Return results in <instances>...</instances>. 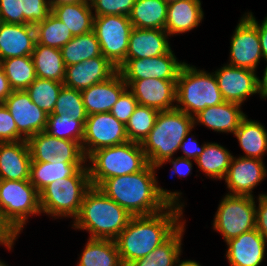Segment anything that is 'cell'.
I'll return each mask as SVG.
<instances>
[{"label": "cell", "mask_w": 267, "mask_h": 266, "mask_svg": "<svg viewBox=\"0 0 267 266\" xmlns=\"http://www.w3.org/2000/svg\"><path fill=\"white\" fill-rule=\"evenodd\" d=\"M157 167L147 164L136 173L105 179L97 188L127 210L132 216H149L162 212L171 203H179L182 193L158 186Z\"/></svg>", "instance_id": "1"}, {"label": "cell", "mask_w": 267, "mask_h": 266, "mask_svg": "<svg viewBox=\"0 0 267 266\" xmlns=\"http://www.w3.org/2000/svg\"><path fill=\"white\" fill-rule=\"evenodd\" d=\"M183 206L171 203L160 213L133 216L115 239L123 266H130L165 242L184 223L180 219Z\"/></svg>", "instance_id": "2"}, {"label": "cell", "mask_w": 267, "mask_h": 266, "mask_svg": "<svg viewBox=\"0 0 267 266\" xmlns=\"http://www.w3.org/2000/svg\"><path fill=\"white\" fill-rule=\"evenodd\" d=\"M132 217L127 210L92 186L84 196L73 227L88 231L91 239L115 240Z\"/></svg>", "instance_id": "3"}, {"label": "cell", "mask_w": 267, "mask_h": 266, "mask_svg": "<svg viewBox=\"0 0 267 266\" xmlns=\"http://www.w3.org/2000/svg\"><path fill=\"white\" fill-rule=\"evenodd\" d=\"M194 127L193 116L181 110L159 111L154 127L141 143L148 163L159 168L166 159L172 158Z\"/></svg>", "instance_id": "4"}, {"label": "cell", "mask_w": 267, "mask_h": 266, "mask_svg": "<svg viewBox=\"0 0 267 266\" xmlns=\"http://www.w3.org/2000/svg\"><path fill=\"white\" fill-rule=\"evenodd\" d=\"M91 185L98 187L105 179L141 171L147 158L141 143L128 141L120 145L100 148L87 158Z\"/></svg>", "instance_id": "5"}, {"label": "cell", "mask_w": 267, "mask_h": 266, "mask_svg": "<svg viewBox=\"0 0 267 266\" xmlns=\"http://www.w3.org/2000/svg\"><path fill=\"white\" fill-rule=\"evenodd\" d=\"M224 101L214 72L207 73L187 63L182 66L176 81V103L180 104H176V109L194 116Z\"/></svg>", "instance_id": "6"}, {"label": "cell", "mask_w": 267, "mask_h": 266, "mask_svg": "<svg viewBox=\"0 0 267 266\" xmlns=\"http://www.w3.org/2000/svg\"><path fill=\"white\" fill-rule=\"evenodd\" d=\"M91 187L88 168H81L74 176L56 180L39 193L41 212L54 218L69 216L75 219Z\"/></svg>", "instance_id": "7"}, {"label": "cell", "mask_w": 267, "mask_h": 266, "mask_svg": "<svg viewBox=\"0 0 267 266\" xmlns=\"http://www.w3.org/2000/svg\"><path fill=\"white\" fill-rule=\"evenodd\" d=\"M0 213L20 234L30 215L42 213L39 192L29 180H0Z\"/></svg>", "instance_id": "8"}, {"label": "cell", "mask_w": 267, "mask_h": 266, "mask_svg": "<svg viewBox=\"0 0 267 266\" xmlns=\"http://www.w3.org/2000/svg\"><path fill=\"white\" fill-rule=\"evenodd\" d=\"M254 196L226 194L221 200L214 217V230L224 241L255 229L256 204Z\"/></svg>", "instance_id": "9"}, {"label": "cell", "mask_w": 267, "mask_h": 266, "mask_svg": "<svg viewBox=\"0 0 267 266\" xmlns=\"http://www.w3.org/2000/svg\"><path fill=\"white\" fill-rule=\"evenodd\" d=\"M133 25L129 16L104 15L94 17L93 32L101 53L117 69L125 62Z\"/></svg>", "instance_id": "10"}, {"label": "cell", "mask_w": 267, "mask_h": 266, "mask_svg": "<svg viewBox=\"0 0 267 266\" xmlns=\"http://www.w3.org/2000/svg\"><path fill=\"white\" fill-rule=\"evenodd\" d=\"M126 126L110 112L87 115L82 139L86 158L94 151L128 142Z\"/></svg>", "instance_id": "11"}, {"label": "cell", "mask_w": 267, "mask_h": 266, "mask_svg": "<svg viewBox=\"0 0 267 266\" xmlns=\"http://www.w3.org/2000/svg\"><path fill=\"white\" fill-rule=\"evenodd\" d=\"M31 162L86 163L87 159L79 142L59 139L45 131L27 139Z\"/></svg>", "instance_id": "12"}, {"label": "cell", "mask_w": 267, "mask_h": 266, "mask_svg": "<svg viewBox=\"0 0 267 266\" xmlns=\"http://www.w3.org/2000/svg\"><path fill=\"white\" fill-rule=\"evenodd\" d=\"M186 62H178L173 51L151 58L126 59L117 69L124 80L163 79L177 81Z\"/></svg>", "instance_id": "13"}, {"label": "cell", "mask_w": 267, "mask_h": 266, "mask_svg": "<svg viewBox=\"0 0 267 266\" xmlns=\"http://www.w3.org/2000/svg\"><path fill=\"white\" fill-rule=\"evenodd\" d=\"M230 43L227 65L255 71L263 54L257 27L245 15L236 26Z\"/></svg>", "instance_id": "14"}, {"label": "cell", "mask_w": 267, "mask_h": 266, "mask_svg": "<svg viewBox=\"0 0 267 266\" xmlns=\"http://www.w3.org/2000/svg\"><path fill=\"white\" fill-rule=\"evenodd\" d=\"M3 104L12 115L17 131L26 140L45 131L48 114L31 101L26 90H13Z\"/></svg>", "instance_id": "15"}, {"label": "cell", "mask_w": 267, "mask_h": 266, "mask_svg": "<svg viewBox=\"0 0 267 266\" xmlns=\"http://www.w3.org/2000/svg\"><path fill=\"white\" fill-rule=\"evenodd\" d=\"M224 65L215 71V78L225 101L242 105L248 96L259 93L255 71Z\"/></svg>", "instance_id": "16"}, {"label": "cell", "mask_w": 267, "mask_h": 266, "mask_svg": "<svg viewBox=\"0 0 267 266\" xmlns=\"http://www.w3.org/2000/svg\"><path fill=\"white\" fill-rule=\"evenodd\" d=\"M139 105L158 111L175 109L176 81L149 78L141 80H124ZM173 103V104H172Z\"/></svg>", "instance_id": "17"}, {"label": "cell", "mask_w": 267, "mask_h": 266, "mask_svg": "<svg viewBox=\"0 0 267 266\" xmlns=\"http://www.w3.org/2000/svg\"><path fill=\"white\" fill-rule=\"evenodd\" d=\"M266 175L263 160L232 156L224 178L230 190L228 195L253 196L252 190L264 180Z\"/></svg>", "instance_id": "18"}, {"label": "cell", "mask_w": 267, "mask_h": 266, "mask_svg": "<svg viewBox=\"0 0 267 266\" xmlns=\"http://www.w3.org/2000/svg\"><path fill=\"white\" fill-rule=\"evenodd\" d=\"M117 68L103 55L66 67L63 85L83 90L110 78Z\"/></svg>", "instance_id": "19"}, {"label": "cell", "mask_w": 267, "mask_h": 266, "mask_svg": "<svg viewBox=\"0 0 267 266\" xmlns=\"http://www.w3.org/2000/svg\"><path fill=\"white\" fill-rule=\"evenodd\" d=\"M127 88V84L117 70L107 80L81 90L86 114L110 112Z\"/></svg>", "instance_id": "20"}, {"label": "cell", "mask_w": 267, "mask_h": 266, "mask_svg": "<svg viewBox=\"0 0 267 266\" xmlns=\"http://www.w3.org/2000/svg\"><path fill=\"white\" fill-rule=\"evenodd\" d=\"M266 242L256 228L229 239L226 257L230 266H260L265 258Z\"/></svg>", "instance_id": "21"}, {"label": "cell", "mask_w": 267, "mask_h": 266, "mask_svg": "<svg viewBox=\"0 0 267 266\" xmlns=\"http://www.w3.org/2000/svg\"><path fill=\"white\" fill-rule=\"evenodd\" d=\"M36 42L34 25L3 23L0 27V61L32 55Z\"/></svg>", "instance_id": "22"}, {"label": "cell", "mask_w": 267, "mask_h": 266, "mask_svg": "<svg viewBox=\"0 0 267 266\" xmlns=\"http://www.w3.org/2000/svg\"><path fill=\"white\" fill-rule=\"evenodd\" d=\"M30 163L27 140L0 142V180H29Z\"/></svg>", "instance_id": "23"}, {"label": "cell", "mask_w": 267, "mask_h": 266, "mask_svg": "<svg viewBox=\"0 0 267 266\" xmlns=\"http://www.w3.org/2000/svg\"><path fill=\"white\" fill-rule=\"evenodd\" d=\"M169 34L163 29H140L133 27L126 59H141L168 53L171 47Z\"/></svg>", "instance_id": "24"}, {"label": "cell", "mask_w": 267, "mask_h": 266, "mask_svg": "<svg viewBox=\"0 0 267 266\" xmlns=\"http://www.w3.org/2000/svg\"><path fill=\"white\" fill-rule=\"evenodd\" d=\"M245 116L241 111V104L224 101L199 111L193 119L194 125L200 123L217 132L234 134Z\"/></svg>", "instance_id": "25"}, {"label": "cell", "mask_w": 267, "mask_h": 266, "mask_svg": "<svg viewBox=\"0 0 267 266\" xmlns=\"http://www.w3.org/2000/svg\"><path fill=\"white\" fill-rule=\"evenodd\" d=\"M204 12L200 0H177L167 6L164 30L170 35L182 34L198 27Z\"/></svg>", "instance_id": "26"}, {"label": "cell", "mask_w": 267, "mask_h": 266, "mask_svg": "<svg viewBox=\"0 0 267 266\" xmlns=\"http://www.w3.org/2000/svg\"><path fill=\"white\" fill-rule=\"evenodd\" d=\"M51 13L66 25L73 36L93 31L94 12L90 2L51 6Z\"/></svg>", "instance_id": "27"}, {"label": "cell", "mask_w": 267, "mask_h": 266, "mask_svg": "<svg viewBox=\"0 0 267 266\" xmlns=\"http://www.w3.org/2000/svg\"><path fill=\"white\" fill-rule=\"evenodd\" d=\"M168 4L163 0H135L129 15L131 24L140 29H163Z\"/></svg>", "instance_id": "28"}, {"label": "cell", "mask_w": 267, "mask_h": 266, "mask_svg": "<svg viewBox=\"0 0 267 266\" xmlns=\"http://www.w3.org/2000/svg\"><path fill=\"white\" fill-rule=\"evenodd\" d=\"M83 164L31 162L29 181L40 193L52 182L74 176L81 168H87Z\"/></svg>", "instance_id": "29"}, {"label": "cell", "mask_w": 267, "mask_h": 266, "mask_svg": "<svg viewBox=\"0 0 267 266\" xmlns=\"http://www.w3.org/2000/svg\"><path fill=\"white\" fill-rule=\"evenodd\" d=\"M234 136H236L240 147L245 152V155H241V157L262 160V156L267 151V129L261 123L249 120L245 116Z\"/></svg>", "instance_id": "30"}, {"label": "cell", "mask_w": 267, "mask_h": 266, "mask_svg": "<svg viewBox=\"0 0 267 266\" xmlns=\"http://www.w3.org/2000/svg\"><path fill=\"white\" fill-rule=\"evenodd\" d=\"M78 266H123L115 240L88 239Z\"/></svg>", "instance_id": "31"}, {"label": "cell", "mask_w": 267, "mask_h": 266, "mask_svg": "<svg viewBox=\"0 0 267 266\" xmlns=\"http://www.w3.org/2000/svg\"><path fill=\"white\" fill-rule=\"evenodd\" d=\"M32 59L38 78L64 82L66 67L60 49L44 46L36 42L32 52Z\"/></svg>", "instance_id": "32"}, {"label": "cell", "mask_w": 267, "mask_h": 266, "mask_svg": "<svg viewBox=\"0 0 267 266\" xmlns=\"http://www.w3.org/2000/svg\"><path fill=\"white\" fill-rule=\"evenodd\" d=\"M185 222L160 246L130 266H174L181 255Z\"/></svg>", "instance_id": "33"}, {"label": "cell", "mask_w": 267, "mask_h": 266, "mask_svg": "<svg viewBox=\"0 0 267 266\" xmlns=\"http://www.w3.org/2000/svg\"><path fill=\"white\" fill-rule=\"evenodd\" d=\"M60 50L65 67L102 55L100 44L93 31L74 36Z\"/></svg>", "instance_id": "34"}, {"label": "cell", "mask_w": 267, "mask_h": 266, "mask_svg": "<svg viewBox=\"0 0 267 266\" xmlns=\"http://www.w3.org/2000/svg\"><path fill=\"white\" fill-rule=\"evenodd\" d=\"M231 153L217 143H205L203 153L195 160L198 167L213 179H224L230 162Z\"/></svg>", "instance_id": "35"}, {"label": "cell", "mask_w": 267, "mask_h": 266, "mask_svg": "<svg viewBox=\"0 0 267 266\" xmlns=\"http://www.w3.org/2000/svg\"><path fill=\"white\" fill-rule=\"evenodd\" d=\"M0 67L13 90H25L37 78L32 55L1 60Z\"/></svg>", "instance_id": "36"}, {"label": "cell", "mask_w": 267, "mask_h": 266, "mask_svg": "<svg viewBox=\"0 0 267 266\" xmlns=\"http://www.w3.org/2000/svg\"><path fill=\"white\" fill-rule=\"evenodd\" d=\"M36 40L38 44L61 49L74 36L70 30L52 13L35 25Z\"/></svg>", "instance_id": "37"}, {"label": "cell", "mask_w": 267, "mask_h": 266, "mask_svg": "<svg viewBox=\"0 0 267 266\" xmlns=\"http://www.w3.org/2000/svg\"><path fill=\"white\" fill-rule=\"evenodd\" d=\"M62 86V82L37 77L25 90L31 101L49 115L55 108Z\"/></svg>", "instance_id": "38"}, {"label": "cell", "mask_w": 267, "mask_h": 266, "mask_svg": "<svg viewBox=\"0 0 267 266\" xmlns=\"http://www.w3.org/2000/svg\"><path fill=\"white\" fill-rule=\"evenodd\" d=\"M159 111L139 105L131 115L126 126V134L129 141L142 143L155 124Z\"/></svg>", "instance_id": "39"}, {"label": "cell", "mask_w": 267, "mask_h": 266, "mask_svg": "<svg viewBox=\"0 0 267 266\" xmlns=\"http://www.w3.org/2000/svg\"><path fill=\"white\" fill-rule=\"evenodd\" d=\"M85 121L73 120L68 115H48L45 132L50 136L82 144Z\"/></svg>", "instance_id": "40"}, {"label": "cell", "mask_w": 267, "mask_h": 266, "mask_svg": "<svg viewBox=\"0 0 267 266\" xmlns=\"http://www.w3.org/2000/svg\"><path fill=\"white\" fill-rule=\"evenodd\" d=\"M64 114L76 121H86L87 119L81 91L63 85L58 94L55 108L49 115Z\"/></svg>", "instance_id": "41"}, {"label": "cell", "mask_w": 267, "mask_h": 266, "mask_svg": "<svg viewBox=\"0 0 267 266\" xmlns=\"http://www.w3.org/2000/svg\"><path fill=\"white\" fill-rule=\"evenodd\" d=\"M23 24L36 25L51 13L49 0H20Z\"/></svg>", "instance_id": "42"}, {"label": "cell", "mask_w": 267, "mask_h": 266, "mask_svg": "<svg viewBox=\"0 0 267 266\" xmlns=\"http://www.w3.org/2000/svg\"><path fill=\"white\" fill-rule=\"evenodd\" d=\"M135 0H91L90 4L94 10V17L104 15L129 16Z\"/></svg>", "instance_id": "43"}, {"label": "cell", "mask_w": 267, "mask_h": 266, "mask_svg": "<svg viewBox=\"0 0 267 266\" xmlns=\"http://www.w3.org/2000/svg\"><path fill=\"white\" fill-rule=\"evenodd\" d=\"M138 106L133 93L127 88L119 97L118 101L113 105L110 113L121 123L126 125Z\"/></svg>", "instance_id": "44"}, {"label": "cell", "mask_w": 267, "mask_h": 266, "mask_svg": "<svg viewBox=\"0 0 267 266\" xmlns=\"http://www.w3.org/2000/svg\"><path fill=\"white\" fill-rule=\"evenodd\" d=\"M26 140L18 131L16 123L3 103H0V142Z\"/></svg>", "instance_id": "45"}, {"label": "cell", "mask_w": 267, "mask_h": 266, "mask_svg": "<svg viewBox=\"0 0 267 266\" xmlns=\"http://www.w3.org/2000/svg\"><path fill=\"white\" fill-rule=\"evenodd\" d=\"M0 14L4 23L23 24L20 0H0Z\"/></svg>", "instance_id": "46"}, {"label": "cell", "mask_w": 267, "mask_h": 266, "mask_svg": "<svg viewBox=\"0 0 267 266\" xmlns=\"http://www.w3.org/2000/svg\"><path fill=\"white\" fill-rule=\"evenodd\" d=\"M258 202L255 228L267 241V194H260Z\"/></svg>", "instance_id": "47"}, {"label": "cell", "mask_w": 267, "mask_h": 266, "mask_svg": "<svg viewBox=\"0 0 267 266\" xmlns=\"http://www.w3.org/2000/svg\"><path fill=\"white\" fill-rule=\"evenodd\" d=\"M18 235L15 228L0 213V244L7 246L10 251Z\"/></svg>", "instance_id": "48"}, {"label": "cell", "mask_w": 267, "mask_h": 266, "mask_svg": "<svg viewBox=\"0 0 267 266\" xmlns=\"http://www.w3.org/2000/svg\"><path fill=\"white\" fill-rule=\"evenodd\" d=\"M190 132L186 134L184 137V140L180 144L181 151L185 154L184 158L188 159H193L194 161L198 156H200L204 149H205V144H203L202 147L199 146L198 142L194 138H188Z\"/></svg>", "instance_id": "49"}, {"label": "cell", "mask_w": 267, "mask_h": 266, "mask_svg": "<svg viewBox=\"0 0 267 266\" xmlns=\"http://www.w3.org/2000/svg\"><path fill=\"white\" fill-rule=\"evenodd\" d=\"M166 162L172 163L173 170L171 172L178 174L179 177L187 176L189 175V173H191V170H192L191 159L178 157L176 159L174 158L173 160L172 158H169V159H166L159 167H161Z\"/></svg>", "instance_id": "50"}, {"label": "cell", "mask_w": 267, "mask_h": 266, "mask_svg": "<svg viewBox=\"0 0 267 266\" xmlns=\"http://www.w3.org/2000/svg\"><path fill=\"white\" fill-rule=\"evenodd\" d=\"M244 15L257 27L263 58L267 60V16L260 25L251 12Z\"/></svg>", "instance_id": "51"}, {"label": "cell", "mask_w": 267, "mask_h": 266, "mask_svg": "<svg viewBox=\"0 0 267 266\" xmlns=\"http://www.w3.org/2000/svg\"><path fill=\"white\" fill-rule=\"evenodd\" d=\"M12 92L13 89L11 88L3 69L0 67V103H3Z\"/></svg>", "instance_id": "52"}, {"label": "cell", "mask_w": 267, "mask_h": 266, "mask_svg": "<svg viewBox=\"0 0 267 266\" xmlns=\"http://www.w3.org/2000/svg\"><path fill=\"white\" fill-rule=\"evenodd\" d=\"M258 92L261 98H267V66L265 68L262 80L258 77Z\"/></svg>", "instance_id": "53"}, {"label": "cell", "mask_w": 267, "mask_h": 266, "mask_svg": "<svg viewBox=\"0 0 267 266\" xmlns=\"http://www.w3.org/2000/svg\"><path fill=\"white\" fill-rule=\"evenodd\" d=\"M80 2H89V0H49L50 6H57V5H61V4L80 3Z\"/></svg>", "instance_id": "54"}, {"label": "cell", "mask_w": 267, "mask_h": 266, "mask_svg": "<svg viewBox=\"0 0 267 266\" xmlns=\"http://www.w3.org/2000/svg\"><path fill=\"white\" fill-rule=\"evenodd\" d=\"M175 266H201V265L193 260L180 261V258H178L175 263Z\"/></svg>", "instance_id": "55"}, {"label": "cell", "mask_w": 267, "mask_h": 266, "mask_svg": "<svg viewBox=\"0 0 267 266\" xmlns=\"http://www.w3.org/2000/svg\"><path fill=\"white\" fill-rule=\"evenodd\" d=\"M163 1H165L167 4H169V3L177 1V0H163Z\"/></svg>", "instance_id": "56"}, {"label": "cell", "mask_w": 267, "mask_h": 266, "mask_svg": "<svg viewBox=\"0 0 267 266\" xmlns=\"http://www.w3.org/2000/svg\"><path fill=\"white\" fill-rule=\"evenodd\" d=\"M3 23H4V22H3V19H2L1 14H0V27H1V25H2Z\"/></svg>", "instance_id": "57"}, {"label": "cell", "mask_w": 267, "mask_h": 266, "mask_svg": "<svg viewBox=\"0 0 267 266\" xmlns=\"http://www.w3.org/2000/svg\"><path fill=\"white\" fill-rule=\"evenodd\" d=\"M0 266H8V265L4 264V262H2V261L0 260Z\"/></svg>", "instance_id": "58"}]
</instances>
